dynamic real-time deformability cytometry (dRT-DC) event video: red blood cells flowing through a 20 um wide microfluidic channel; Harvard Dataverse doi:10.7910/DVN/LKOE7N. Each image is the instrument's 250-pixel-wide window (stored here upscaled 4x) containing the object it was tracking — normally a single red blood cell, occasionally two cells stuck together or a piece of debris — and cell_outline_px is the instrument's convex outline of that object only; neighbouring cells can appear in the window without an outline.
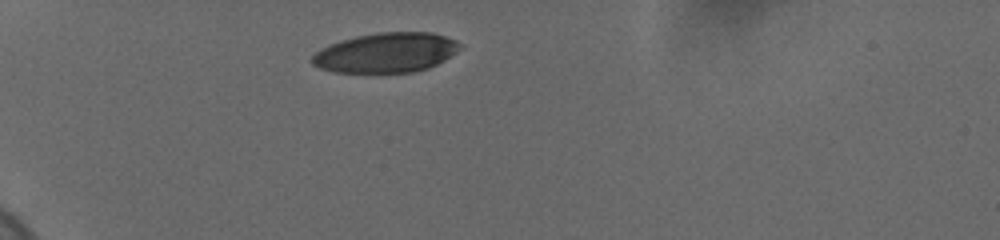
{"species": "human", "species_latin": "Homo sapiens", "temperature_condition": "cold", "stored_images_in_passage": 33, "camera_frame_rate_fps": 3000, "um_per_image_px": 0.085, "donor": {"sex": "female"}, "frame": {"image": 1, "passage_image": 1, "time_ms": 0.0, "image_size_px": [1000, 240], "cell_outline_px": [[460, 48], [456, 52], [444, 60], [428, 68], [412, 72], [336, 72], [320, 68], [312, 64], [308, 60], [320, 48], [340, 40], [356, 36], [380, 32], [432, 32], [456, 40], [460, 44]], "centroid_in_image_um": [32.78, 4.47], "position_along_channel_um": 52.2, "area_um2": 34.22}}
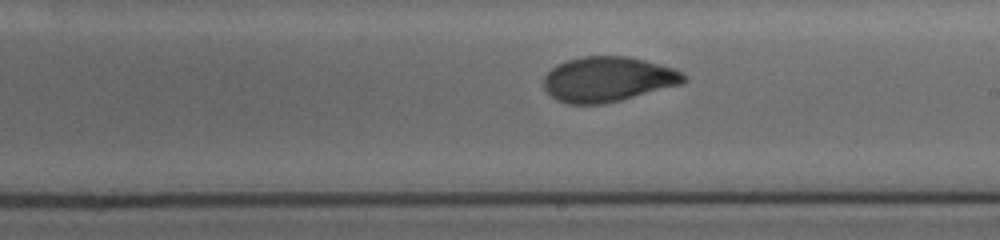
{"frame": {"image": 2, "passage_image": 19, "time_ms": 6.0, "image_size_px": [1000, 240], "cell_outline_px": [[688, 80], [680, 84], [620, 100], [604, 104], [568, 104], [556, 100], [544, 88], [544, 76], [552, 68], [568, 60], [580, 56], [628, 56], [644, 60], [672, 68], [680, 72]], "centroid_in_image_um": [51.63, 6.74], "position_along_channel_um": 237.4, "area_um2": 36.36}}
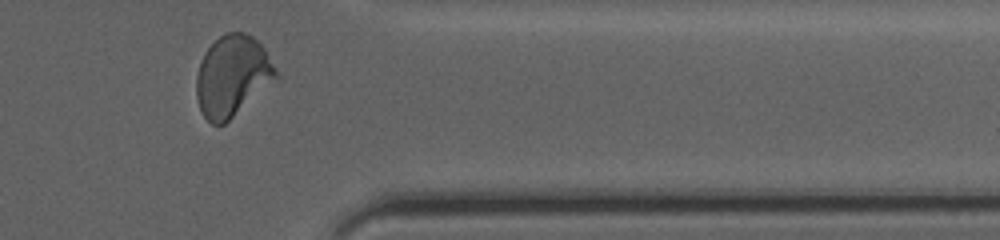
{"frame": {"image": 3, "passage_image": 32, "time_ms": 10.333, "image_size_px": [1000, 240], "cell_outline_px": [[280, 80], [224, 124], [212, 124], [204, 116], [200, 108], [196, 96], [196, 76], [200, 64], [208, 48], [224, 32], [244, 32], [252, 36], [264, 48], [276, 68], [280, 76]], "centroid_in_image_um": [19.81, 6.48], "position_along_channel_um": 391.6, "area_um2": 37.92}, "authors_computed_cell_mechanics": {"area_um2": 36.8186, "velocity_mm_per_s": 3.6844, "shape_relaxation_time_tau1_ms": 3.8344, "shape_relaxation_time_tau2_ms": 1.0858, "deformation_change_tau1": 0.1687, "deformation_change_tau2": 0.0542}}